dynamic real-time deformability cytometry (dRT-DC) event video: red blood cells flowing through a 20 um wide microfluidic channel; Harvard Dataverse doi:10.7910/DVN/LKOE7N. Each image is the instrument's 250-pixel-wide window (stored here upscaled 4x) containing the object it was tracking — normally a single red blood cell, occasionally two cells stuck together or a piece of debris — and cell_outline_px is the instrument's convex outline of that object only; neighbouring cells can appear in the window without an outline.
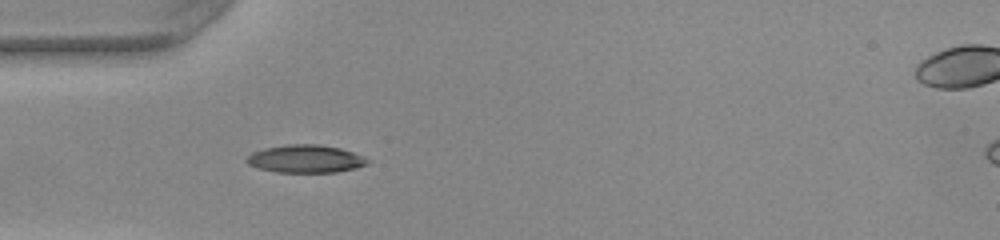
{"species": "common noctule bat (a hibernating species)", "species_latin": "Nyctalus noctula", "temperature_condition": "warm", "stored_images_in_passage": 36, "camera_frame_rate_fps": 3000, "um_per_image_px": 0.085, "animal": {"sex": "female", "body_mass_g": 22.0, "forearm_length_mm": 56.7}, "frame": {"image": 1, "passage_image": 1, "time_ms": 0.0, "image_size_px": [1000, 240], "cell_outline_px": [[372, 160], [368, 164], [356, 168], [336, 172], [276, 172], [260, 168], [248, 164], [244, 160], [252, 152], [264, 148], [288, 144], [320, 144], [340, 148], [364, 156]], "centroid_in_image_um": [26.0, 13.49], "position_along_channel_um": 59.0, "area_um2": 19.71}}
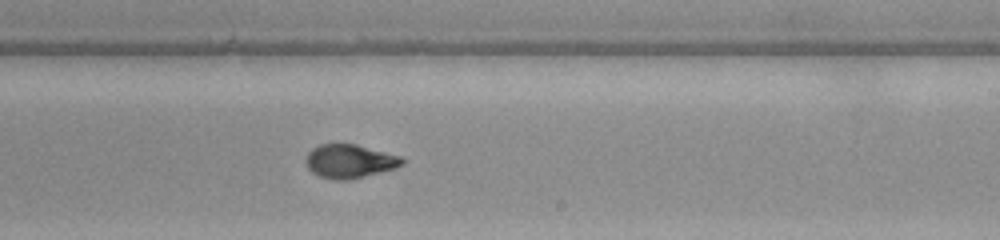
{"frame": {"image": 2, "passage_image": 16, "time_ms": 5.0, "image_size_px": [1000, 240], "cell_outline_px": [[404, 164], [396, 168], [348, 180], [336, 180], [320, 176], [312, 172], [308, 168], [304, 160], [308, 152], [312, 148], [320, 144], [356, 144], [400, 156], [404, 160]], "centroid_in_image_um": [29.7, 13.7], "position_along_channel_um": 259.3, "area_um2": 18.84}}
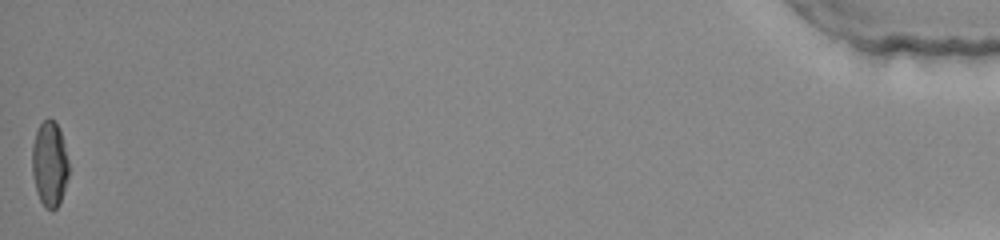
{"frame": {"image": 3, "passage_image": 36, "time_ms": 11.667, "image_size_px": [1000, 240], "cell_outline_px": [[68, 176], [60, 204], [52, 212], [44, 208], [36, 192], [32, 172], [32, 144], [36, 132], [40, 124], [48, 116], [60, 128], [68, 160]], "centroid_in_image_um": [4.21, 13.97], "position_along_channel_um": 431.0, "area_um2": 18.44}, "authors_computed_cell_mechanics": {"area_um2": 18.9006, "velocity_mm_per_s": 4.0703, "shape_relaxation_time_tau1_ms": 4.1422, "shape_relaxation_time_tau2_ms": 0.9934, "deformation_change_tau1": 0.2236, "deformation_change_tau2": 0.0639}}